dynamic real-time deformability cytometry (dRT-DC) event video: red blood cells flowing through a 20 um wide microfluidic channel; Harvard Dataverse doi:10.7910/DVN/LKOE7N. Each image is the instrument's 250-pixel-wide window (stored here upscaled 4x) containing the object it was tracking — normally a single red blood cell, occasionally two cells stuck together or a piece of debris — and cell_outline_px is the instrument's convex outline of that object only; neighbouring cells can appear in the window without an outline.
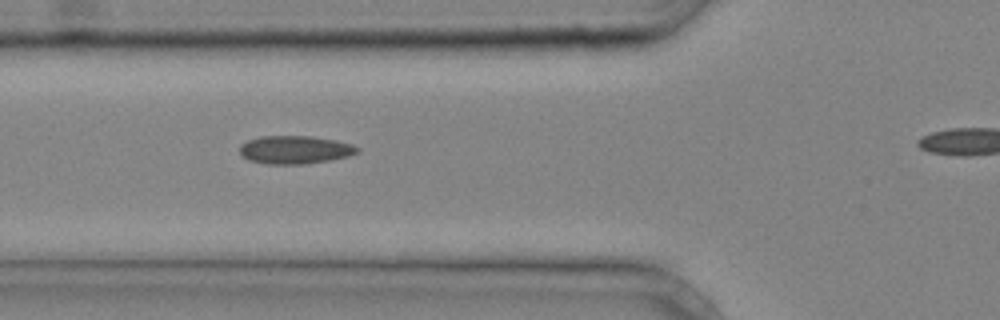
{"species": "common noctule bat (a hibernating species)", "species_latin": "Nyctalus noctula", "temperature_condition": "cold", "stored_images_in_passage": 26, "camera_frame_rate_fps": 3000, "um_per_image_px": 0.085, "animal": {"sex": "male", "body_mass_g": 20.4}, "frame": {"image": 1, "passage_image": 5, "time_ms": 1.333, "image_size_px": [1000, 320], "cell_outline_px": [[360, 152], [348, 156], [332, 160], [304, 164], [268, 164], [248, 160], [240, 156], [240, 144], [248, 140], [260, 136], [312, 136], [336, 140], [352, 144], [360, 148]], "centroid_in_image_um": [25.08, 12.73], "position_along_channel_um": 100.7, "area_um2": 19.54}}
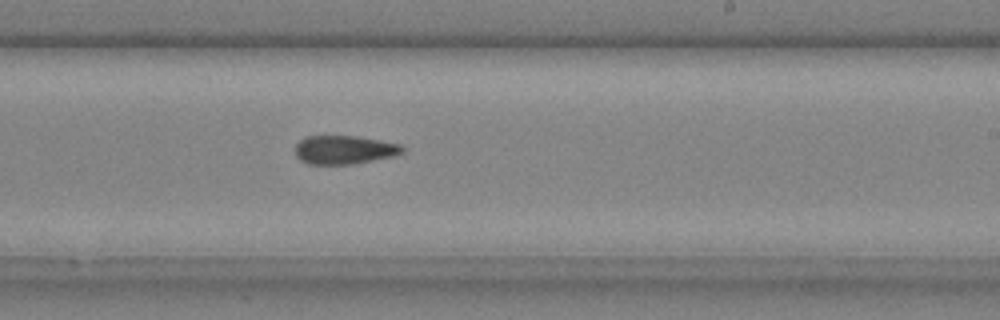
{"frame": {"image": 2, "passage_image": 15, "time_ms": 4.667, "image_size_px": [1000, 320], "cell_outline_px": [[404, 152], [396, 156], [352, 164], [308, 164], [300, 160], [296, 156], [296, 144], [300, 140], [308, 136], [356, 136], [380, 140], [400, 144], [404, 148]], "centroid_in_image_um": [29.28, 12.74], "position_along_channel_um": 259.7, "area_um2": 17.92}}